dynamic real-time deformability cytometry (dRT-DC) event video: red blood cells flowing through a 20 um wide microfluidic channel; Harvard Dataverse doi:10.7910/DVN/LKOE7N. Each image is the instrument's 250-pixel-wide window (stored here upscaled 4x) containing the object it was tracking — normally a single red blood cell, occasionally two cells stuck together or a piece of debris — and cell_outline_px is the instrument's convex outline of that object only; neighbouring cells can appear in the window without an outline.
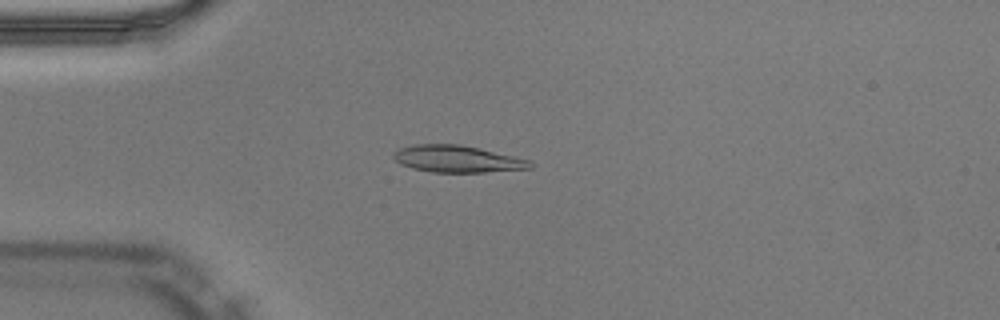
{"species": "Egyptian fruit bat (a non-hibernating species)", "species_latin": "Rousettus aegyptiacus", "temperature_condition": "warm", "stored_images_in_passage": 40, "camera_frame_rate_fps": 3000, "um_per_image_px": 0.085, "animal": {"sex": "male"}, "frame": {"image": 1, "passage_image": 3, "time_ms": 0.667, "image_size_px": [1000, 320], "cell_outline_px": [[536, 164], [532, 168], [484, 172], [432, 172], [412, 168], [400, 164], [392, 156], [392, 152], [400, 148], [412, 144], [460, 144], [532, 160]], "centroid_in_image_um": [38.88, 13.51], "position_along_channel_um": 46.1, "area_um2": 21.56}}
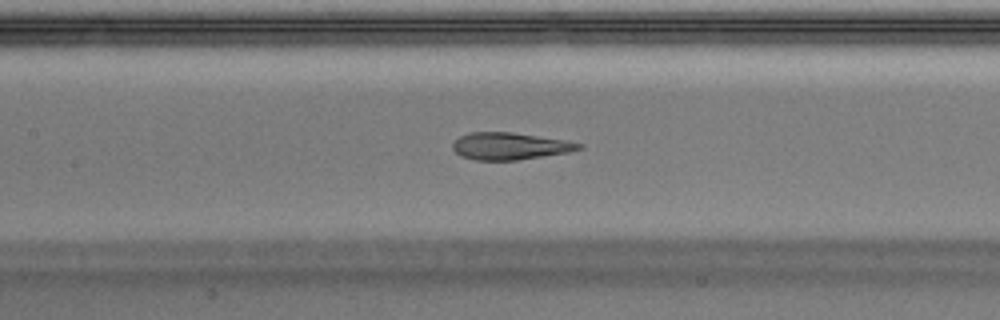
{"frame": {"image": 2, "passage_image": 13, "time_ms": 4.0, "image_size_px": [1000, 320], "cell_outline_px": [[584, 148], [568, 152], [516, 160], [476, 160], [460, 156], [452, 148], [452, 144], [460, 136], [468, 132], [512, 132], [564, 140], [584, 144]], "centroid_in_image_um": [43.32, 12.41], "position_along_channel_um": 164.1, "area_um2": 19.83}}
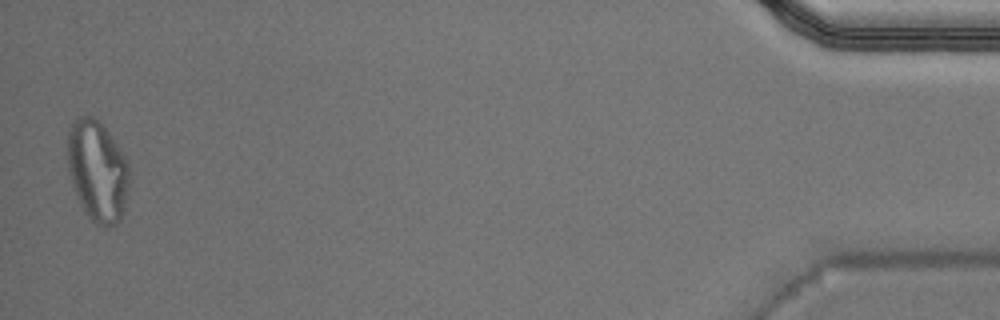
{"frame": {"image": 3, "passage_image": 39, "time_ms": 12.667, "image_size_px": [1000, 320], "cell_outline_px": [[132, 180], [120, 220], [116, 224], [104, 228], [96, 224], [84, 212], [80, 204], [72, 184], [68, 172], [68, 132], [72, 120], [76, 116], [92, 116], [104, 124], [128, 160]], "centroid_in_image_um": [8.31, 14.51], "position_along_channel_um": 426.9, "area_um2": 37.28}, "authors_computed_cell_mechanics": {"area_um2": 21.6172, "velocity_mm_per_s": 4.0349, "shape_relaxation_time_tau1_ms": null, "shape_relaxation_time_tau2_ms": 1.354, "deformation_change_tau1": null, "deformation_change_tau2": 0.0767}}